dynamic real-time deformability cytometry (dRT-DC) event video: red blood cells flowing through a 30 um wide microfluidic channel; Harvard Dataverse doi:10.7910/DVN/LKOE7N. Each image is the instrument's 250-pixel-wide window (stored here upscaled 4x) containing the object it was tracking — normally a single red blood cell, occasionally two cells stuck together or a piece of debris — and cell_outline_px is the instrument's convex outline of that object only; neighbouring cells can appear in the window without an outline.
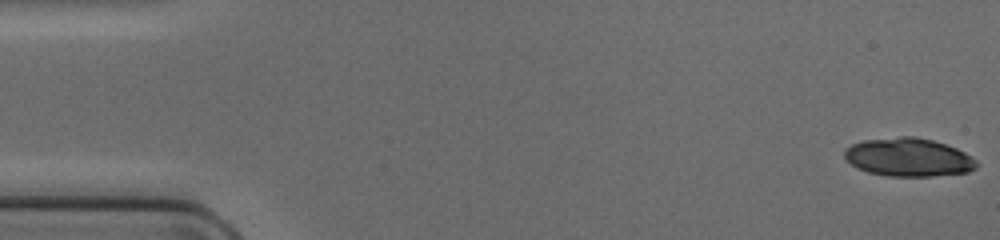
{"species": "common noctule bat (a hibernating species)", "species_latin": "Nyctalus noctula", "temperature_condition": "cold", "stored_images_in_passage": 48, "segment_of_instrument_passage": [1, 2], "camera_frame_rate_fps": 3000, "um_per_image_px": 0.085, "animal": {"sex": "female", "body_mass_g": 17.0, "forearm_length_mm": 48.0}, "frame": {"image": 1, "passage_image": 1, "time_ms": 0.0, "image_size_px": [1000, 240], "cell_outline_px": [[980, 164], [976, 168], [968, 172], [932, 176], [888, 176], [868, 172], [852, 164], [844, 156], [844, 148], [852, 144], [864, 140], [900, 136], [912, 136], [932, 140], [956, 148], [972, 156]], "centroid_in_image_um": [77.24, 13.36], "position_along_channel_um": 7.8, "area_um2": 29.48}}
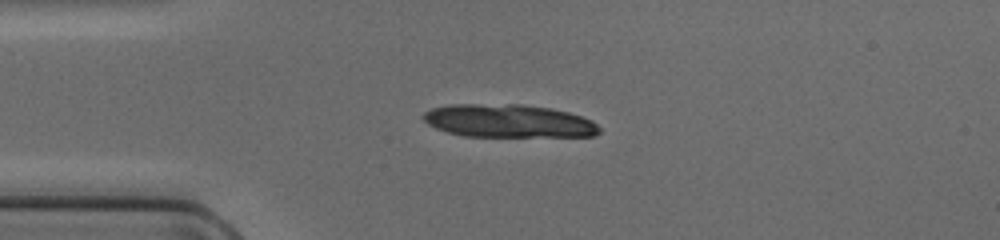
{"frame": {"image": 2, "passage_image": 12, "time_ms": 3.667, "image_size_px": [1000, 240], "cell_outline_px": [[600, 132], [592, 136], [464, 136], [448, 132], [436, 128], [428, 124], [420, 116], [424, 112], [432, 108], [452, 104], [520, 104], [548, 108], [568, 112], [592, 120], [600, 128]], "centroid_in_image_um": [43.19, 10.28], "position_along_channel_um": 41.8, "area_um2": 33.81}}